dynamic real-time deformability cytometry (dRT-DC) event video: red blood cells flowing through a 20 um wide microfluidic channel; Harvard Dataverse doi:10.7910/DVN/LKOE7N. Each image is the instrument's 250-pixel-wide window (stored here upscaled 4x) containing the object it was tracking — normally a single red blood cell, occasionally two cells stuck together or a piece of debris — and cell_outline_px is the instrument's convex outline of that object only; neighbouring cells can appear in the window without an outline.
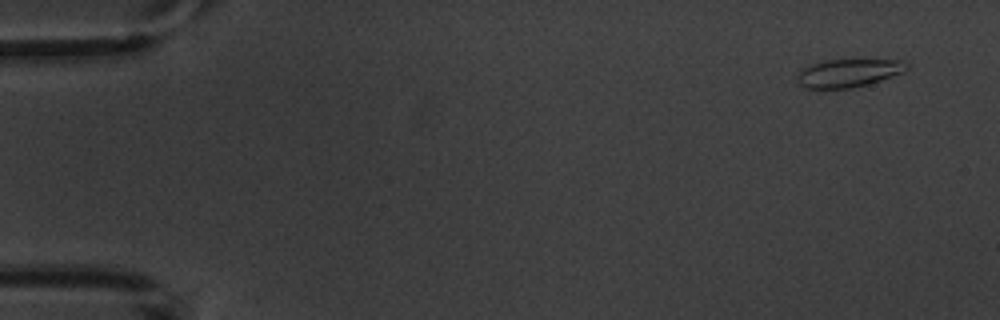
{"species": "common noctule bat (a hibernating species)", "species_latin": "Nyctalus noctula", "temperature_condition": "warm", "stored_images_in_passage": 6, "camera_frame_rate_fps": 3000, "um_per_image_px": 0.085, "animal": {"sex": "male", "body_mass_g": 20.1, "forearm_length_mm": 53.5}, "frame": {"image": 1, "passage_image": 1, "time_ms": 0.0, "image_size_px": [1000, 320], "cell_outline_px": [[908, 68], [904, 72], [868, 84], [852, 88], [804, 88], [796, 80], [796, 76], [808, 64], [824, 60], [900, 60], [908, 64]], "centroid_in_image_um": [72.09, 6.2], "position_along_channel_um": 12.9, "area_um2": 17.86}}
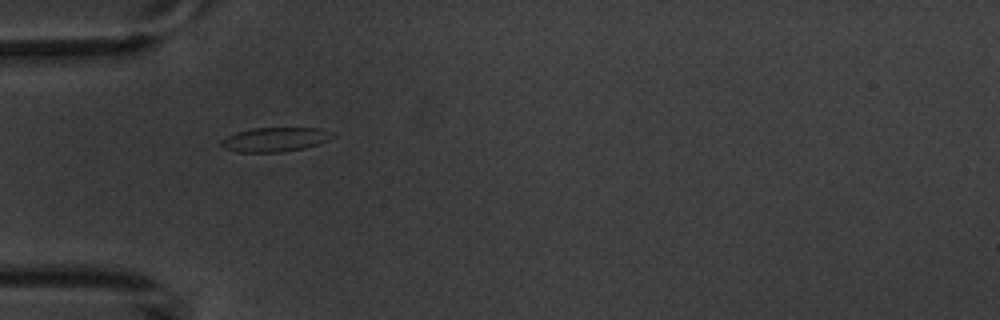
{"frame": {"image": 2, "passage_image": 5, "time_ms": 4.667, "image_size_px": [1000, 320], "cell_outline_px": [[336, 136], [328, 140], [304, 148], [280, 152], [236, 152], [224, 148], [220, 144], [220, 140], [236, 132], [252, 128], [320, 128], [332, 132]], "centroid_in_image_um": [23.36, 11.85], "position_along_channel_um": 61.6, "area_um2": 15.72}}